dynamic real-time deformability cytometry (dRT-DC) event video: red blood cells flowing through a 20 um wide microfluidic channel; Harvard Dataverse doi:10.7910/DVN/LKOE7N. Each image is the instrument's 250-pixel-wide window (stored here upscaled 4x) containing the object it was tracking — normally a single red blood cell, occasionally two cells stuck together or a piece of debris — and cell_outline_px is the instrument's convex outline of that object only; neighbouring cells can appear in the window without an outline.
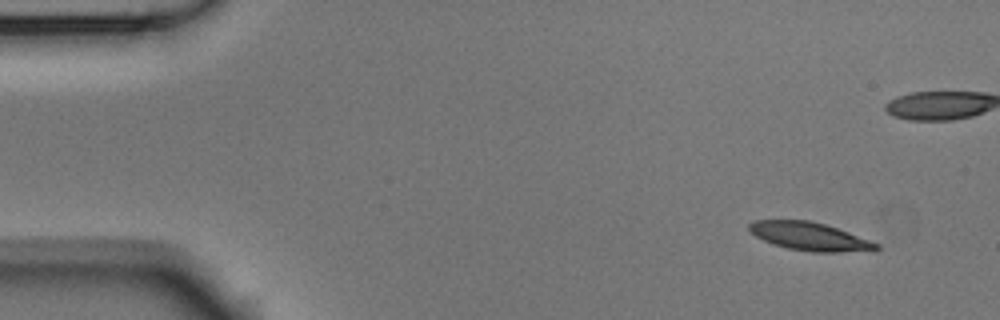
{"species": "Egyptian fruit bat (a non-hibernating species)", "species_latin": "Rousettus aegyptiacus", "temperature_condition": "room temperature", "stored_images_in_passage": 4, "camera_frame_rate_fps": 3000, "um_per_image_px": 0.085, "animal": {"sex": "male"}, "frame": {"image": 1, "passage_image": 1, "time_ms": 0.0, "image_size_px": [1000, 320], "cell_outline_px": [[880, 248], [876, 252], [812, 252], [788, 248], [764, 240], [756, 236], [748, 228], [748, 224], [752, 220], [808, 220], [824, 224], [848, 232], [880, 244]], "centroid_in_image_um": [68.9, 20.11], "position_along_channel_um": 16.1, "area_um2": 20.92}}